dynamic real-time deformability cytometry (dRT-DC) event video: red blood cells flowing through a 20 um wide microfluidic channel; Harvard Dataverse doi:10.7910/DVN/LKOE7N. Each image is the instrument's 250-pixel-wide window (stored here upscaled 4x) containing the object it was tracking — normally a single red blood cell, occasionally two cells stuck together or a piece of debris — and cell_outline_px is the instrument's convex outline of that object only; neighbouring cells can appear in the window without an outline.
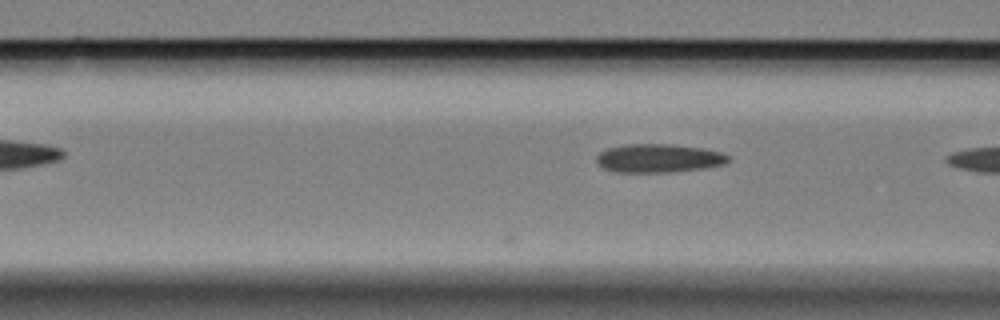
{"species": "Egyptian fruit bat (a non-hibernating species)", "species_latin": "Rousettus aegyptiacus", "temperature_condition": "cold", "stored_images_in_passage": 8, "camera_frame_rate_fps": 3000, "um_per_image_px": 0.085, "animal": {"sex": "female"}, "frame": {"image": 1, "passage_image": 8, "time_ms": 2.333, "image_size_px": [1000, 320], "cell_outline_px": [[728, 160], [724, 164], [704, 168], [668, 172], [616, 172], [604, 168], [596, 160], [596, 156], [600, 152], [608, 148], [628, 144], [672, 144], [704, 148], [720, 152], [728, 156]], "centroid_in_image_um": [55.98, 13.44], "position_along_channel_um": 110.6, "area_um2": 21.73}}